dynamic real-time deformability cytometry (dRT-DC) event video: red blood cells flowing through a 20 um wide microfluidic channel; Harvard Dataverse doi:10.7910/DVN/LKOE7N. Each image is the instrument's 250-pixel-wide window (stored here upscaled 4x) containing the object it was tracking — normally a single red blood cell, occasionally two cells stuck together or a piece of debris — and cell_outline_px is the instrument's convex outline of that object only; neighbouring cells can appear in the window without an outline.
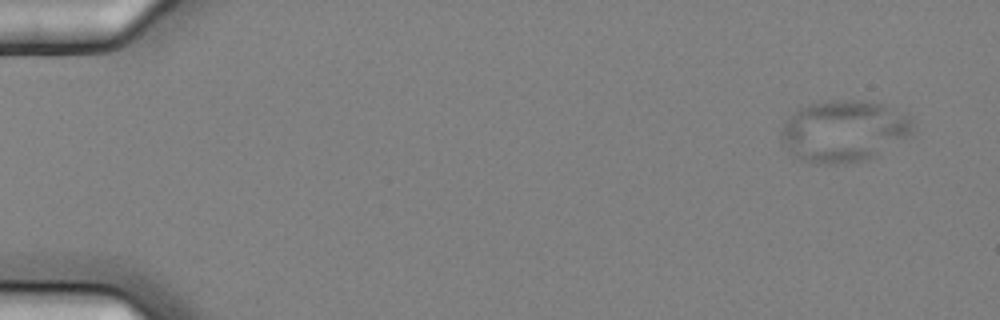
{"species": "common noctule bat (a hibernating species)", "species_latin": "Nyctalus noctula", "temperature_condition": "cold", "stored_images_in_passage": 5, "segment_of_instrument_passage": [1, 2], "camera_frame_rate_fps": 3000, "um_per_image_px": 0.085, "animal": {"sex": "female", "body_mass_g": 25.1}, "frame": {"image": 1, "passage_image": 1, "time_ms": 0.0, "image_size_px": [1000, 320], "cell_outline_px": [[912, 132], [876, 156], [864, 160], [836, 164], [816, 164], [796, 156], [788, 152], [780, 140], [780, 132], [784, 124], [800, 108], [808, 104], [832, 100], [864, 100], [884, 104], [912, 116]], "centroid_in_image_um": [71.72, 11.13], "position_along_channel_um": 13.3, "area_um2": 47.05}}